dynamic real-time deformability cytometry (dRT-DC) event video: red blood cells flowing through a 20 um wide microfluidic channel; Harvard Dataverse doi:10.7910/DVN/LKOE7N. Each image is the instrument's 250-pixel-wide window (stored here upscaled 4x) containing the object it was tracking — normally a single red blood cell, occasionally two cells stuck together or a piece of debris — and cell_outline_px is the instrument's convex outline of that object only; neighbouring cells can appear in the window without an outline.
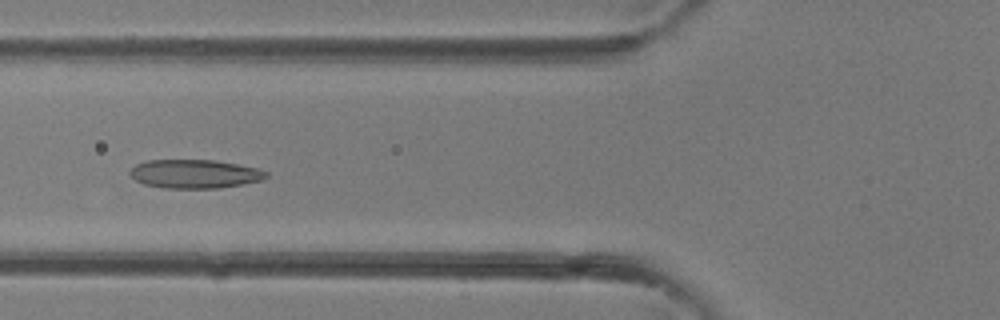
{"species": "common noctule bat (a hibernating species)", "species_latin": "Nyctalus noctula", "temperature_condition": "room temperature", "stored_images_in_passage": 41, "camera_frame_rate_fps": 3000, "um_per_image_px": 0.085, "animal": {"sex": "female"}, "frame": {"image": 1, "passage_image": 16, "time_ms": 5.0, "image_size_px": [1000, 320], "cell_outline_px": [[268, 176], [260, 180], [240, 184], [216, 188], [164, 188], [144, 184], [136, 180], [128, 172], [136, 164], [148, 160], [216, 160], [256, 168], [268, 172]], "centroid_in_image_um": [16.52, 14.77], "position_along_channel_um": 109.3, "area_um2": 22.54}}
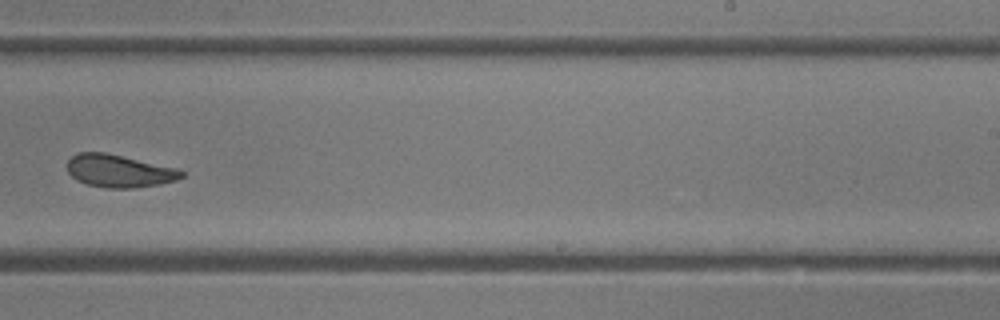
{"frame": {"image": 2, "passage_image": 26, "time_ms": 8.333, "image_size_px": [1000, 320], "cell_outline_px": [[184, 176], [176, 180], [160, 184], [132, 188], [108, 188], [88, 184], [76, 180], [68, 172], [68, 160], [76, 152], [104, 152], [180, 168], [184, 172]], "centroid_in_image_um": [10.15, 14.52], "position_along_channel_um": 278.8, "area_um2": 21.85}}
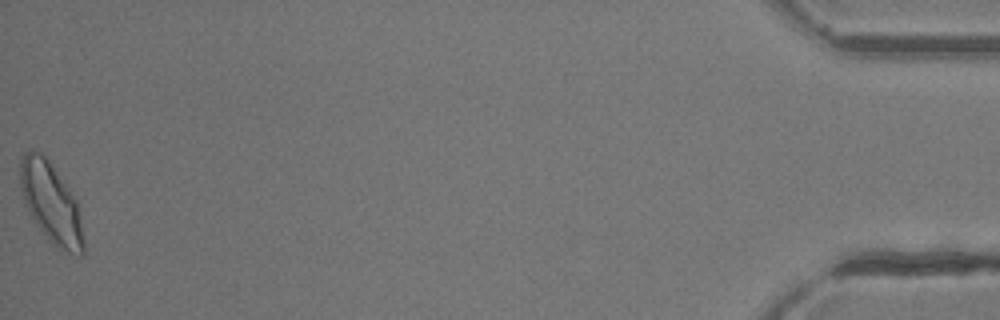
{"frame": {"image": 3, "passage_image": 41, "time_ms": 13.333, "image_size_px": [1000, 320], "cell_outline_px": [[84, 256], [80, 256], [56, 248], [48, 240], [24, 204], [20, 188], [20, 160], [24, 152], [32, 148], [40, 152], [52, 164], [76, 200], [84, 240]], "centroid_in_image_um": [4.32, 17.25], "position_along_channel_um": 430.9, "area_um2": 29.54}}